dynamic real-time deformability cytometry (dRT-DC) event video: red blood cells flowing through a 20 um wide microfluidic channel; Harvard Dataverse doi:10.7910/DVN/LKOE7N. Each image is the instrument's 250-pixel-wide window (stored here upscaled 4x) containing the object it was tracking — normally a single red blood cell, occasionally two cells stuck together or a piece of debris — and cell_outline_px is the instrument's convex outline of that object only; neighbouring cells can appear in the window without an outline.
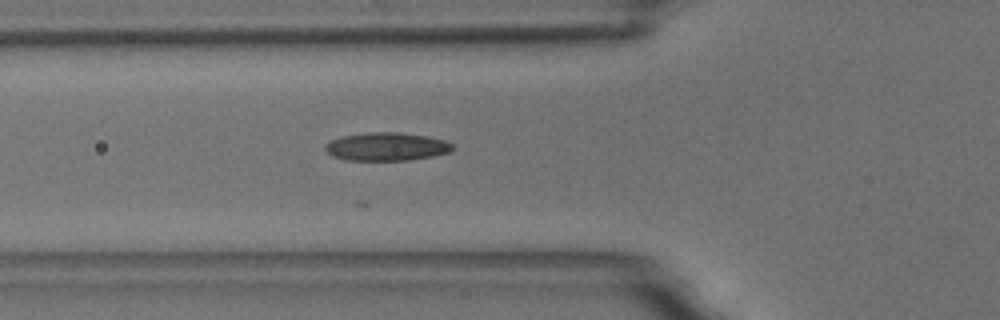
{"species": "common noctule bat (a hibernating species)", "species_latin": "Nyctalus noctula", "temperature_condition": "room temperature", "stored_images_in_passage": 17, "camera_frame_rate_fps": 3000, "um_per_image_px": 0.085, "animal": {"sex": "male", "body_mass_g": 18.8}, "frame": {"image": 1, "passage_image": 4, "time_ms": 1.0, "image_size_px": [1000, 320], "cell_outline_px": [[456, 148], [448, 152], [432, 156], [408, 160], [348, 160], [332, 156], [324, 148], [324, 144], [328, 140], [340, 136], [368, 132], [400, 132], [428, 136], [444, 140], [452, 144]], "centroid_in_image_um": [32.82, 12.45], "position_along_channel_um": 93.0, "area_um2": 21.1}}
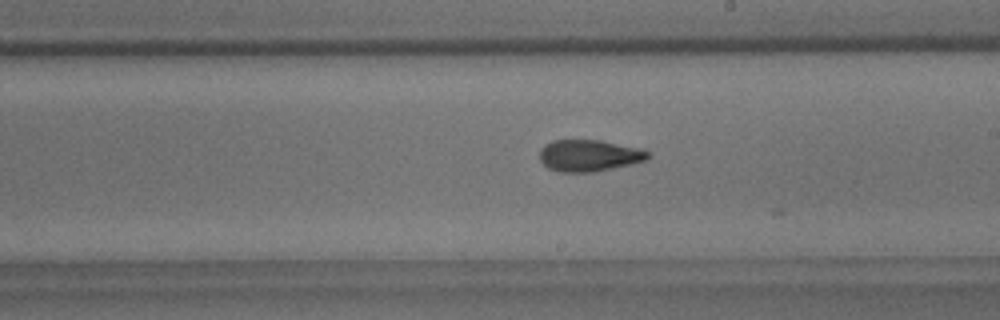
{"frame": {"image": 2, "passage_image": 16, "time_ms": 5.0, "image_size_px": [1000, 320], "cell_outline_px": [[652, 156], [648, 160], [632, 164], [596, 172], [560, 172], [548, 168], [540, 160], [540, 148], [544, 144], [552, 140], [600, 140], [640, 148], [648, 152]], "centroid_in_image_um": [50.09, 13.22], "position_along_channel_um": 238.9, "area_um2": 20.23}}